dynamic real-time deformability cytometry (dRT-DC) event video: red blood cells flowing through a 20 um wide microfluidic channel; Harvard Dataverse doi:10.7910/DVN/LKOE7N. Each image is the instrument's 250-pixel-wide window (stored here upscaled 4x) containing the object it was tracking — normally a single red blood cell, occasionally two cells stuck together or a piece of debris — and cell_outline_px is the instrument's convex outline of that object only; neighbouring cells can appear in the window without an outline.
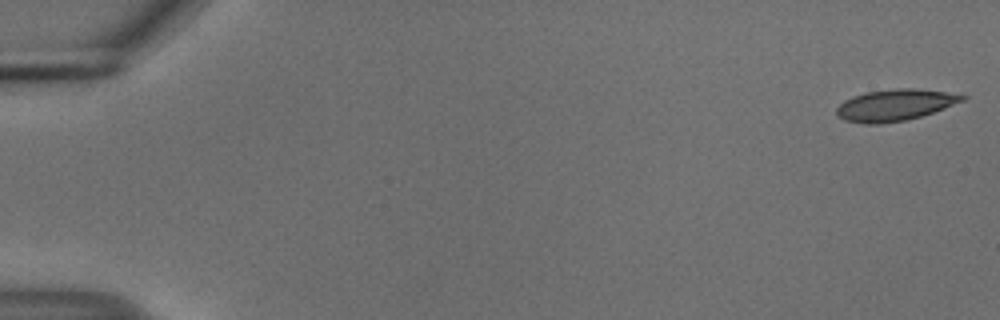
{"species": "common noctule bat (a hibernating species)", "species_latin": "Nyctalus noctula", "temperature_condition": "cold", "stored_images_in_passage": 55, "camera_frame_rate_fps": 3000, "um_per_image_px": 0.085, "animal": {"sex": "male", "body_mass_g": 18.8}, "frame": {"image": 1, "passage_image": 1, "time_ms": 0.0, "image_size_px": [1000, 320], "cell_outline_px": [[968, 96], [964, 100], [944, 108], [920, 116], [904, 120], [880, 124], [864, 124], [844, 120], [836, 116], [836, 108], [844, 100], [852, 96], [864, 92], [896, 88], [912, 88], [944, 92]], "centroid_in_image_um": [76.0, 8.93], "position_along_channel_um": 9.0, "area_um2": 22.95}}
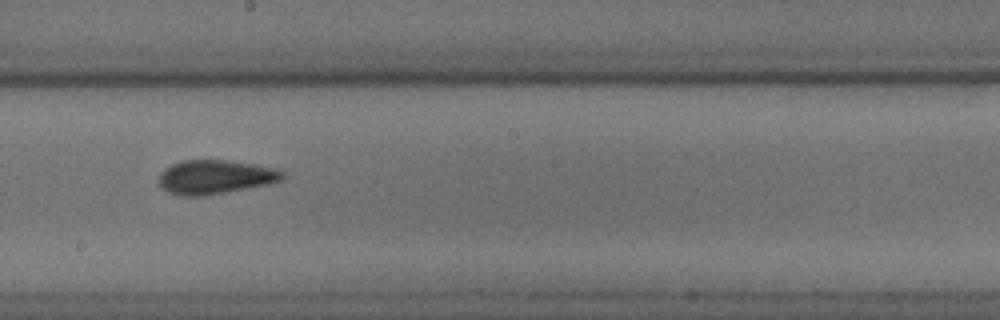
{"frame": {"image": 2, "passage_image": 31, "time_ms": 10.0, "image_size_px": [1000, 320], "cell_outline_px": [[284, 176], [280, 180], [268, 184], [248, 188], [200, 196], [180, 196], [168, 192], [160, 188], [156, 180], [160, 172], [164, 168], [172, 164], [184, 160], [224, 160], [256, 164], [280, 168], [284, 172]], "centroid_in_image_um": [18.25, 15.04], "position_along_channel_um": 229.9, "area_um2": 24.8}}
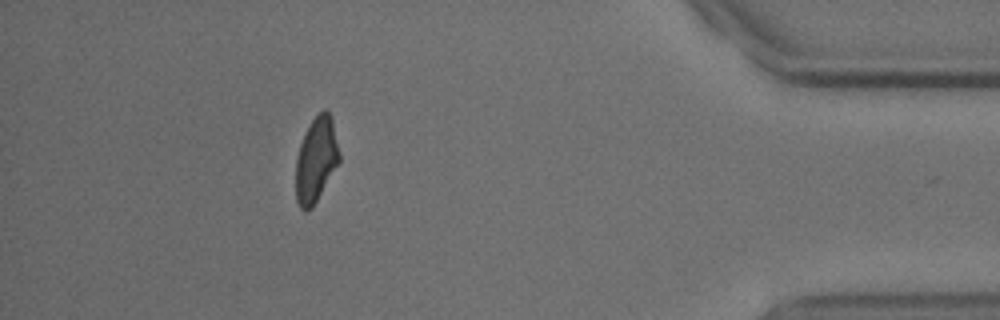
{"frame": {"image": 3, "passage_image": 49, "time_ms": 16.0, "image_size_px": [1000, 320], "cell_outline_px": [[340, 164], [312, 208], [308, 212], [304, 212], [300, 208], [296, 200], [296, 156], [304, 132], [312, 120], [324, 108], [328, 112], [332, 120], [340, 156]], "centroid_in_image_um": [26.86, 13.63], "position_along_channel_um": 408.3, "area_um2": 21.79}, "authors_computed_cell_mechanics": {"area_um2": 22.9466, "velocity_mm_per_s": 3.7176, "shape_relaxation_time_tau1_ms": 7.6245, "shape_relaxation_time_tau2_ms": 1.8339, "deformation_change_tau1": 0.1691, "deformation_change_tau2": 0.0739}}